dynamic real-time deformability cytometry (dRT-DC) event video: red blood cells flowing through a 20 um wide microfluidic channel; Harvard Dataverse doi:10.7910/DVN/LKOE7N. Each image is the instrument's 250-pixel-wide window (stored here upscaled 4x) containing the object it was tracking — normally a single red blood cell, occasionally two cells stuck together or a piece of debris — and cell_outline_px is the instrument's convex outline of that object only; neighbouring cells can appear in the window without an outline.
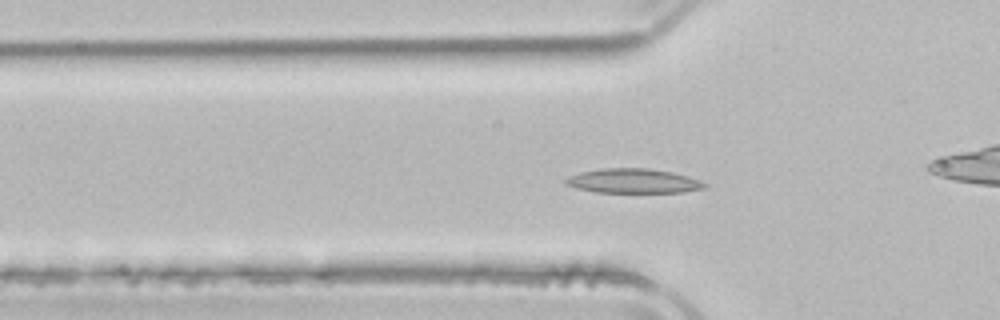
{"species": "common noctule bat (a hibernating species)", "species_latin": "Nyctalus noctula", "temperature_condition": "room temperature", "stored_images_in_passage": 44, "camera_frame_rate_fps": 3000, "um_per_image_px": 0.085, "animal": {"sex": "male", "body_mass_g": 21.5, "forearm_length_mm": 52.0}, "frame": {"image": 1, "passage_image": 8, "time_ms": 2.333, "image_size_px": [1000, 320], "cell_outline_px": [[708, 184], [704, 188], [684, 192], [596, 192], [576, 188], [564, 184], [564, 180], [568, 176], [580, 172], [600, 168], [648, 168], [672, 172], [688, 176], [700, 180]], "centroid_in_image_um": [53.81, 15.37], "position_along_channel_um": 72.0, "area_um2": 19.88}}
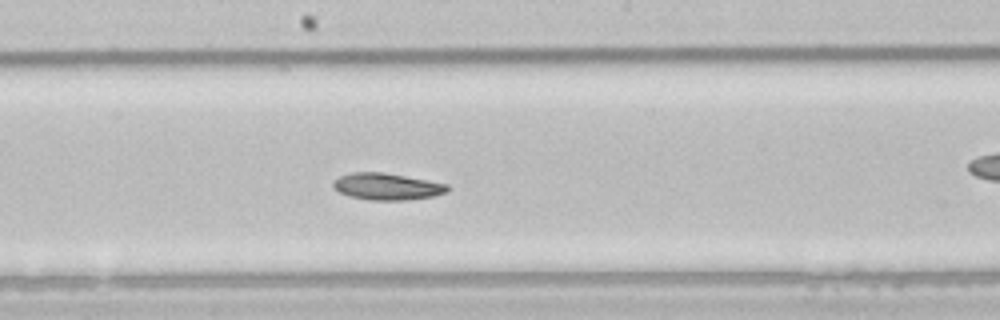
{"frame": {"image": 2, "passage_image": 19, "time_ms": 6.0, "image_size_px": [1000, 320], "cell_outline_px": [[452, 188], [448, 192], [432, 196], [408, 200], [372, 200], [352, 196], [340, 192], [332, 184], [340, 176], [352, 172], [380, 172], [428, 180], [448, 184]], "centroid_in_image_um": [32.97, 15.85], "position_along_channel_um": 215.2, "area_um2": 17.57}}
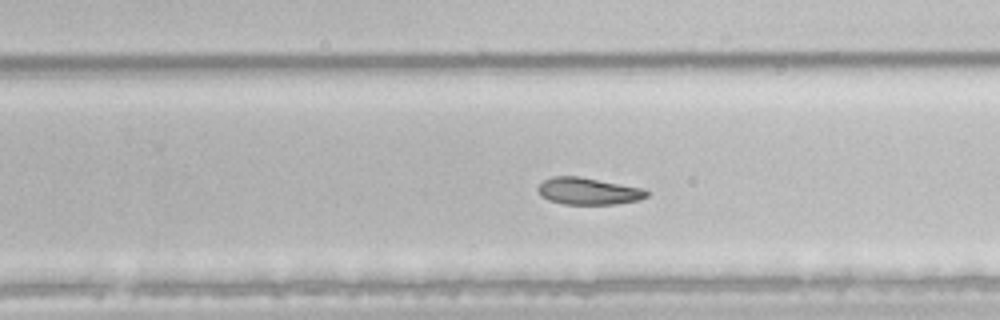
{"frame": {"image": 3, "passage_image": 24, "time_ms": 7.667, "image_size_px": [1000, 320], "cell_outline_px": [[648, 196], [640, 200], [616, 204], [564, 204], [548, 200], [540, 196], [536, 188], [544, 180], [552, 176], [576, 176], [644, 188], [648, 192]], "centroid_in_image_um": [49.99, 16.25], "position_along_channel_um": 279.8, "area_um2": 17.11}, "authors_computed_cell_mechanics": {"area_um2": 19.1896, "velocity_mm_per_s": 3.898, "shape_relaxation_time_tau1_ms": null, "shape_relaxation_time_tau2_ms": 3.9254, "deformation_change_tau1": null, "deformation_change_tau2": 0.098}}